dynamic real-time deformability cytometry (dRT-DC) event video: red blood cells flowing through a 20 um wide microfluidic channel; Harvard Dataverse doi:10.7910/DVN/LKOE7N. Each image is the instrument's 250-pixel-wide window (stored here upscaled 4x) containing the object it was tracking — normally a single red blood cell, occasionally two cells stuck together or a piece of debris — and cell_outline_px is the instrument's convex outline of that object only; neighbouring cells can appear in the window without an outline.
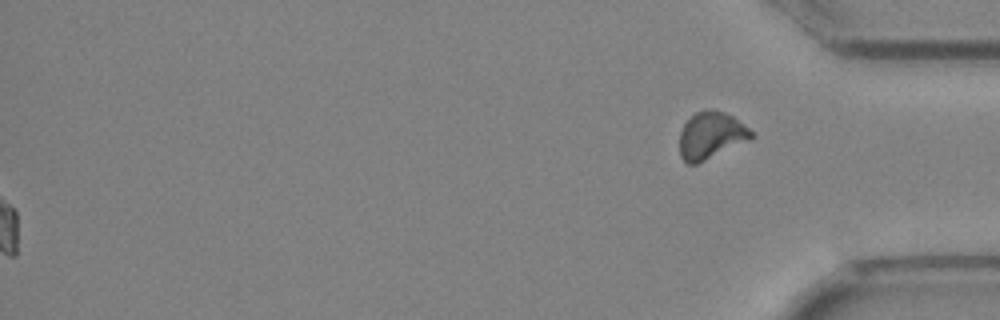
{"species": "Egyptian fruit bat (a non-hibernating species)", "species_latin": "Rousettus aegyptiacus", "temperature_condition": "cold", "stored_images_in_passage": 48, "segment_of_instrument_passage": [2, 2], "camera_frame_rate_fps": 3000, "um_per_image_px": 0.085, "animal": {"sex": "female"}, "frame": {"image": 1, "passage_image": 48, "time_ms": 15.667, "image_size_px": [1000, 320], "cell_outline_px": [[756, 136], [748, 140], [696, 164], [688, 164], [680, 156], [680, 132], [684, 124], [696, 112], [712, 108], [724, 112], [732, 116], [748, 128]], "centroid_in_image_um": [60.42, 11.5], "position_along_channel_um": 374.8, "area_um2": 19.31}}